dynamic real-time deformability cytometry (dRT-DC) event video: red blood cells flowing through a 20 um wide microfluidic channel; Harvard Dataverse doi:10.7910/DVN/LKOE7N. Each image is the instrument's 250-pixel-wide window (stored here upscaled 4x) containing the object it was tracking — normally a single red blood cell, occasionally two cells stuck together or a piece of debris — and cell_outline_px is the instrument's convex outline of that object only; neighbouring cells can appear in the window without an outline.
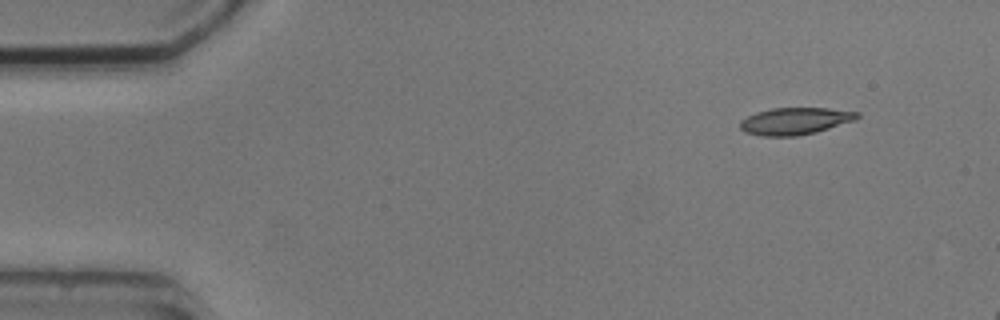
{"species": "common noctule bat (a hibernating species)", "species_latin": "Nyctalus noctula", "temperature_condition": "cold", "stored_images_in_passage": 4, "camera_frame_rate_fps": 3000, "um_per_image_px": 0.085, "animal": {"sex": "male", "body_mass_g": 20.5, "forearm_length_mm": 52.5}, "frame": {"image": 1, "passage_image": 4, "time_ms": 7.0, "image_size_px": [1000, 320], "cell_outline_px": [[860, 116], [856, 120], [816, 132], [796, 136], [760, 136], [744, 132], [740, 128], [740, 120], [756, 112], [772, 108], [828, 108], [860, 112]], "centroid_in_image_um": [67.58, 10.29], "position_along_channel_um": 17.4, "area_um2": 18.55}}